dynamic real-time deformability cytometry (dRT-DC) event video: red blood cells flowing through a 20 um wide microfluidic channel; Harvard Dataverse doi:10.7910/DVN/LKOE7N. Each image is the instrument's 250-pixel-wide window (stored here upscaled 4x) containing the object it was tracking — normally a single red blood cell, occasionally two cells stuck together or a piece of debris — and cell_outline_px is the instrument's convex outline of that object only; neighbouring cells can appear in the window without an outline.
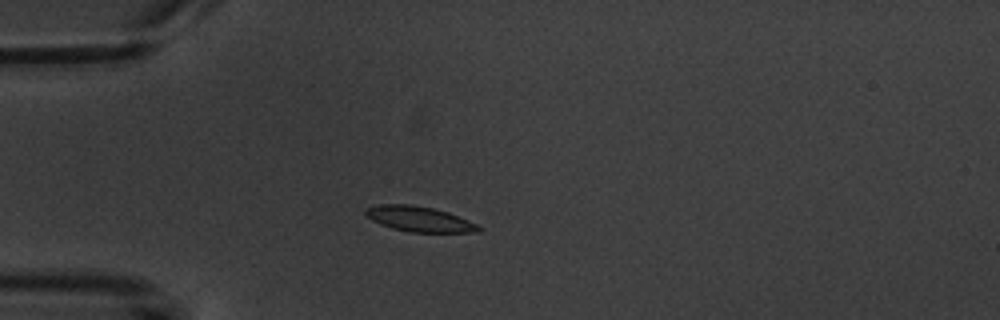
{"species": "common noctule bat (a hibernating species)", "species_latin": "Nyctalus noctula", "temperature_condition": "warm", "stored_images_in_passage": 1, "camera_frame_rate_fps": 3000, "um_per_image_px": 0.085, "animal": {"sex": "male", "body_mass_g": 20.1, "forearm_length_mm": 53.5}, "frame": {"image": 1, "passage_image": 1, "time_ms": 0.0, "image_size_px": [1000, 320], "cell_outline_px": [[484, 228], [480, 232], [408, 232], [392, 228], [380, 224], [364, 216], [364, 208], [380, 204], [412, 204], [432, 208], [448, 212], [476, 224]], "centroid_in_image_um": [35.59, 18.61], "position_along_channel_um": 49.4, "area_um2": 16.76}}